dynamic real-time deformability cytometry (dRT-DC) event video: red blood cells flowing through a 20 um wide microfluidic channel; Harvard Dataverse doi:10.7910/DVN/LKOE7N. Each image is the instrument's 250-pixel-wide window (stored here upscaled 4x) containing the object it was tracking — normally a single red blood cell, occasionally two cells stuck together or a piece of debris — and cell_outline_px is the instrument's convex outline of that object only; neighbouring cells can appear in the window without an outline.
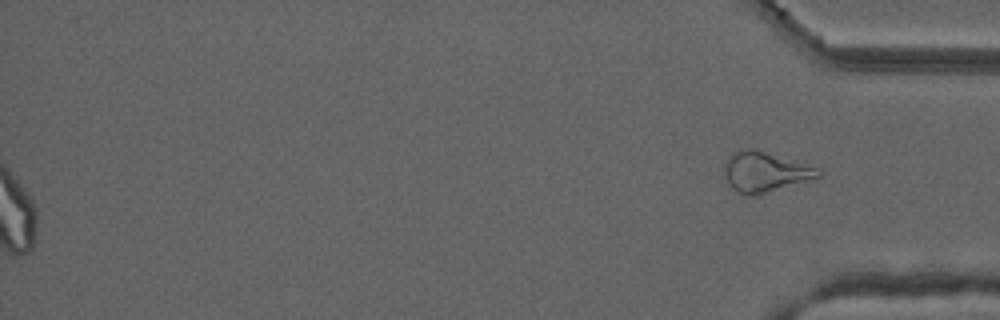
{"species": "common noctule bat (a hibernating species)", "species_latin": "Nyctalus noctula", "temperature_condition": "cold", "stored_images_in_passage": 45, "segment_of_instrument_passage": [2, 2], "camera_frame_rate_fps": 3000, "um_per_image_px": 0.085, "animal": {"sex": "male", "forearm_length_mm": 52.5}, "frame": {"image": 1, "passage_image": 45, "time_ms": 14.667, "image_size_px": [1000, 320], "cell_outline_px": [[820, 176], [760, 196], [744, 196], [736, 192], [732, 188], [728, 180], [724, 168], [724, 164], [728, 156], [736, 152], [748, 148], [756, 148], [820, 168]], "centroid_in_image_um": [65.03, 14.63], "position_along_channel_um": 370.2, "area_um2": 22.2}}